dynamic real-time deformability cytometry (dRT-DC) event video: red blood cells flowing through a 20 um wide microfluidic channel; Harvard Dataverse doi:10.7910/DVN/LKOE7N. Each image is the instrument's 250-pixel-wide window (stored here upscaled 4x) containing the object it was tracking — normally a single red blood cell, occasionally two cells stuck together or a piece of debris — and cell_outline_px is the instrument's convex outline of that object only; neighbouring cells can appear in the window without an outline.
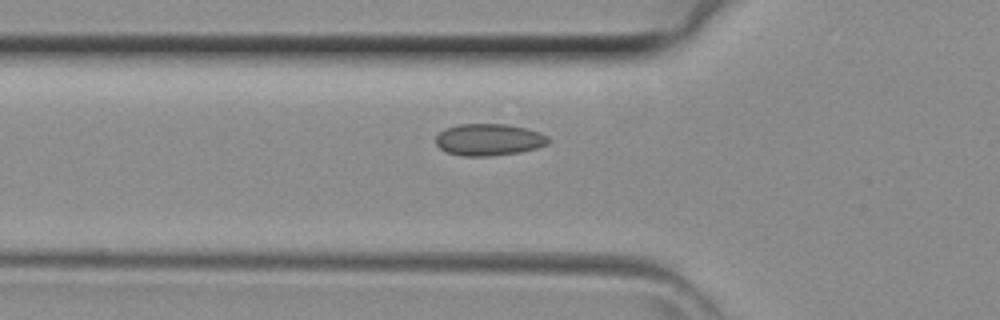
{"species": "common noctule bat (a hibernating species)", "species_latin": "Nyctalus noctula", "temperature_condition": "room temperature", "stored_images_in_passage": 43, "camera_frame_rate_fps": 3000, "um_per_image_px": 0.085, "animal": {"sex": "female", "body_mass_g": 29.2, "forearm_length_mm": 56.3}, "frame": {"image": 1, "passage_image": 15, "time_ms": 4.667, "image_size_px": [1000, 320], "cell_outline_px": [[548, 144], [536, 148], [520, 152], [492, 156], [464, 156], [448, 152], [440, 148], [436, 144], [436, 136], [444, 128], [460, 124], [508, 124], [540, 132], [548, 136]], "centroid_in_image_um": [41.55, 11.87], "position_along_channel_um": 84.2, "area_um2": 20.87}}
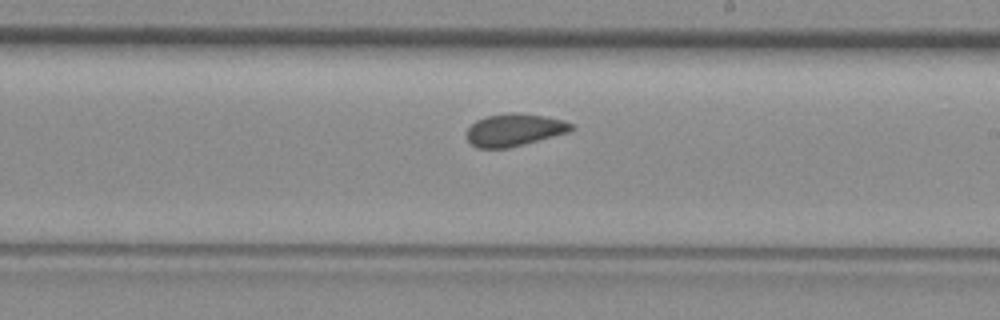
{"frame": {"image": 2, "passage_image": 25, "time_ms": 8.0, "image_size_px": [1000, 320], "cell_outline_px": [[576, 128], [572, 132], [508, 148], [476, 148], [468, 140], [468, 128], [476, 120], [488, 116], [512, 112], [544, 116], [564, 120], [572, 124]], "centroid_in_image_um": [43.78, 11.05], "position_along_channel_um": 245.2, "area_um2": 19.77}}
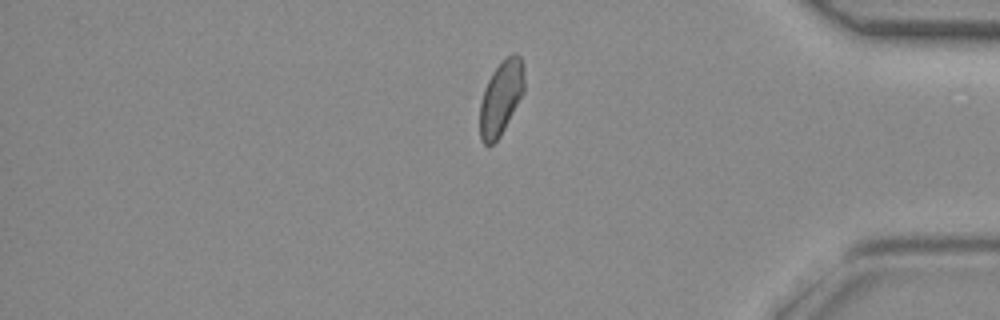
{"frame": {"image": 3, "passage_image": 36, "time_ms": 11.667, "image_size_px": [1000, 320], "cell_outline_px": [[524, 92], [500, 136], [492, 144], [484, 144], [480, 136], [480, 104], [484, 88], [492, 72], [500, 60], [504, 56], [516, 52], [520, 56], [524, 68]], "centroid_in_image_um": [42.59, 8.24], "position_along_channel_um": 392.6, "area_um2": 19.31}}